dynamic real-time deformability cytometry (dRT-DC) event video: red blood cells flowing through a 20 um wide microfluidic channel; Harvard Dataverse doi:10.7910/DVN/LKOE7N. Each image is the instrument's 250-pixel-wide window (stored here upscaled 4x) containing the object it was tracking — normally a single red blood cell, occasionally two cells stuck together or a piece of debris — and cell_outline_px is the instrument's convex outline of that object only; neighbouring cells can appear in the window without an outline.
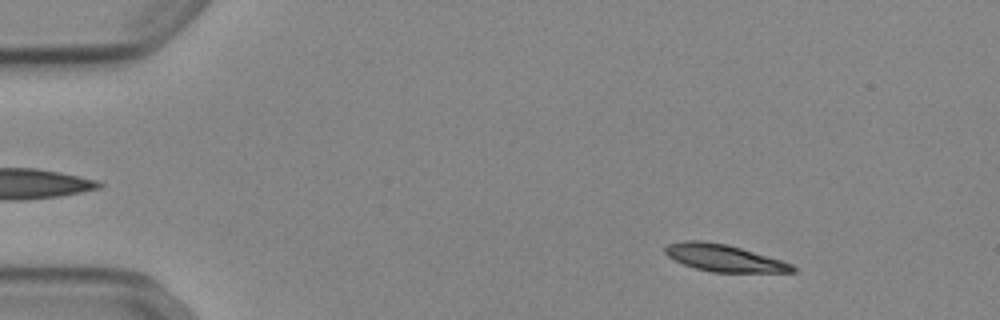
{"species": "Egyptian fruit bat (a non-hibernating species)", "species_latin": "Rousettus aegyptiacus", "temperature_condition": "cold", "stored_images_in_passage": 52, "camera_frame_rate_fps": 3000, "um_per_image_px": 0.085, "animal": {"sex": "female"}, "frame": {"image": 1, "passage_image": 7, "time_ms": 2.0, "image_size_px": [1000, 320], "cell_outline_px": [[796, 272], [712, 272], [696, 268], [684, 264], [668, 256], [664, 252], [664, 248], [668, 244], [684, 240], [704, 240], [728, 244], [780, 260], [792, 264], [796, 268]], "centroid_in_image_um": [61.52, 21.91], "position_along_channel_um": 23.5, "area_um2": 19.94}}
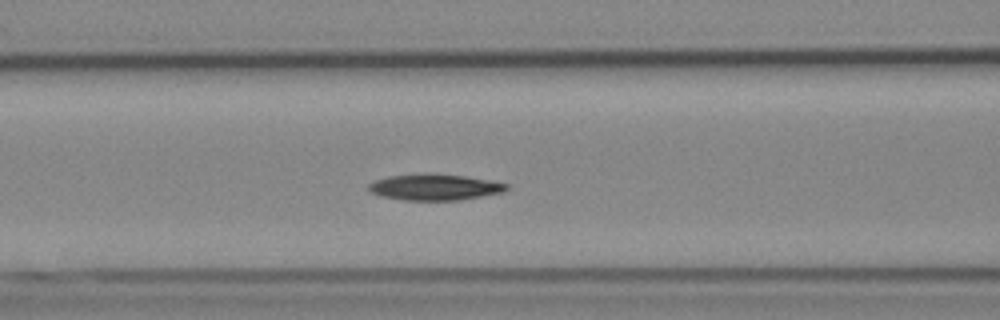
{"frame": {"image": 2, "passage_image": 22, "time_ms": 7.0, "image_size_px": [1000, 320], "cell_outline_px": [[508, 188], [504, 192], [460, 200], [404, 200], [380, 196], [368, 192], [368, 184], [376, 180], [388, 176], [464, 176], [488, 180], [508, 184]], "centroid_in_image_um": [36.94, 15.96], "position_along_channel_um": 129.7, "area_um2": 20.11}}
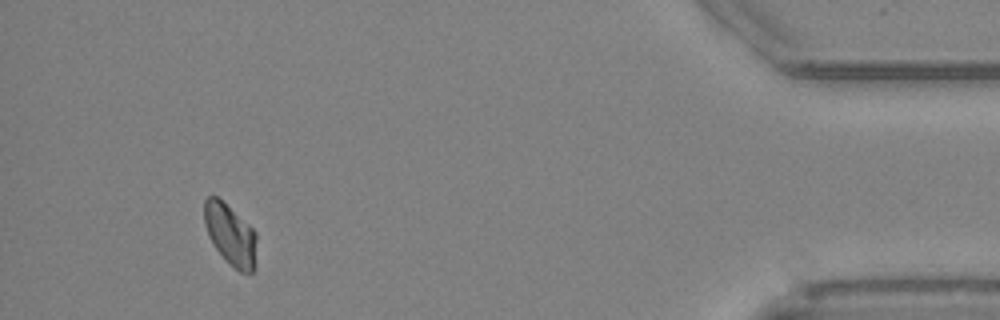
{"frame": {"image": 3, "passage_image": 49, "time_ms": 16.0, "image_size_px": [1000, 320], "cell_outline_px": [[256, 240], [252, 272], [240, 272], [212, 244], [208, 236], [204, 224], [204, 200], [208, 196], [216, 196], [252, 228], [256, 232]], "centroid_in_image_um": [19.54, 19.9], "position_along_channel_um": 415.7, "area_um2": 17.92}, "authors_computed_cell_mechanics": {"area_um2": 19.941, "velocity_mm_per_s": 3.8639, "shape_relaxation_time_tau1_ms": 8.4105, "shape_relaxation_time_tau2_ms": 5.0085, "deformation_change_tau1": 0.1468, "deformation_change_tau2": 0.0768}}